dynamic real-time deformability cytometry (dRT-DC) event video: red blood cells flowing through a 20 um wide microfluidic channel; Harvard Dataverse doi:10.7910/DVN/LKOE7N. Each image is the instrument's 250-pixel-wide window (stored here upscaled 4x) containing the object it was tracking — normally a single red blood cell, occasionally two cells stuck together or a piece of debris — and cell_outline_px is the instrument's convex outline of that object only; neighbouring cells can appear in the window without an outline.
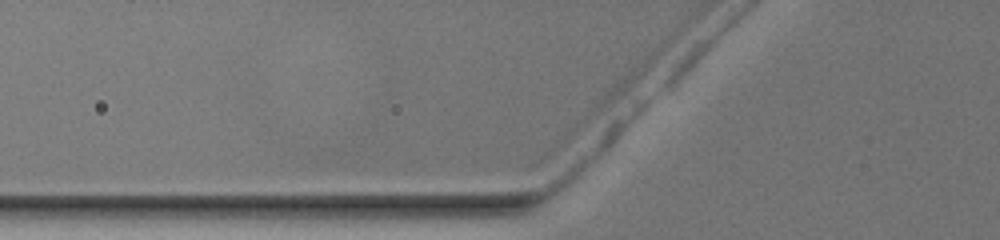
{"species": "common noctule bat (a hibernating species)", "species_latin": "Nyctalus noctula", "temperature_condition": "warm", "stored_images_in_passage": 2, "camera_frame_rate_fps": 3000, "um_per_image_px": 0.085, "animal": {"sex": "female", "body_mass_g": 19.5, "forearm_length_mm": 54.1}, "frame": {"image": 1, "passage_image": 2, "time_ms": 0.333, "image_size_px": [1000, 240], "cell_outline_px": [[624, 124], [616, 136], [580, 176], [572, 184], [560, 188], [552, 188], [552, 180], [612, 116], [620, 120]], "centroid_in_image_um": [49.97, 13.08], "position_along_channel_um": 75.8, "area_um2": 10.98}}